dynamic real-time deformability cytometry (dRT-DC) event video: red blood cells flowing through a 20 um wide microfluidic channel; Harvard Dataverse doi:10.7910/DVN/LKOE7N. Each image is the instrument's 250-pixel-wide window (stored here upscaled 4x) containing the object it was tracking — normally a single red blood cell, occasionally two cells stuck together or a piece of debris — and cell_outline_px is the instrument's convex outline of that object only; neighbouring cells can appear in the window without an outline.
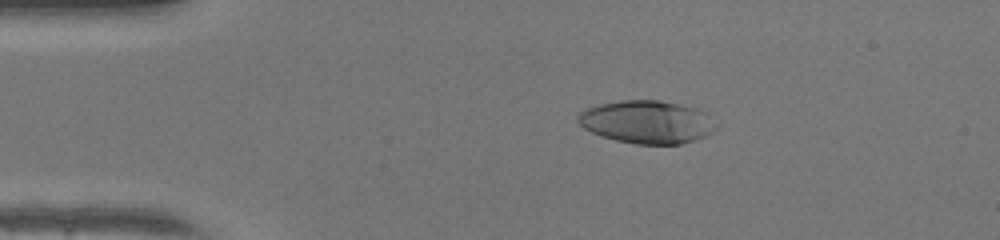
{"species": "human", "species_latin": "Homo sapiens", "temperature_condition": "warm", "stored_images_in_passage": 45, "camera_frame_rate_fps": 3000, "um_per_image_px": 0.085, "donor": {"sex": "female"}, "frame": {"image": 1, "passage_image": 5, "time_ms": 1.333, "image_size_px": [1000, 240], "cell_outline_px": [[720, 128], [696, 140], [680, 144], [636, 144], [616, 140], [592, 132], [584, 128], [576, 120], [576, 116], [580, 112], [588, 108], [600, 104], [620, 100], [660, 100], [700, 108], [720, 124]], "centroid_in_image_um": [55.07, 10.36], "position_along_channel_um": 29.9, "area_um2": 34.91}}
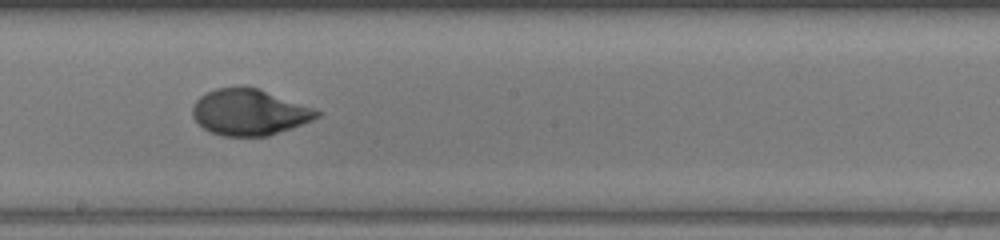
{"frame": {"image": 2, "passage_image": 23, "time_ms": 7.333, "image_size_px": [1000, 240], "cell_outline_px": [[324, 112], [320, 116], [312, 120], [292, 128], [268, 136], [224, 136], [212, 132], [204, 128], [192, 116], [192, 108], [196, 100], [200, 96], [216, 88], [260, 88]], "centroid_in_image_um": [21.22, 9.55], "position_along_channel_um": 227.0, "area_um2": 33.18}}
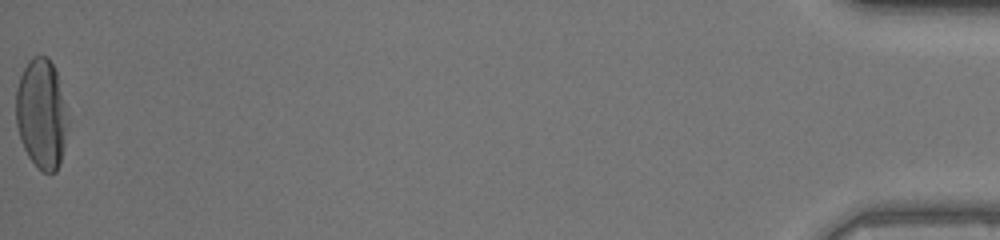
{"frame": {"image": 3, "passage_image": 45, "time_ms": 14.667, "image_size_px": [1000, 240], "cell_outline_px": [[68, 124], [60, 164], [56, 172], [44, 172], [28, 156], [20, 140], [16, 124], [16, 88], [20, 76], [28, 60], [32, 56], [48, 56], [56, 72], [68, 120]], "centroid_in_image_um": [3.51, 9.67], "position_along_channel_um": 431.7, "area_um2": 32.95}, "authors_computed_cell_mechanics": {"area_um2": 33.5818, "velocity_mm_per_s": 4.2431, "shape_relaxation_time_tau1_ms": 4.5211, "shape_relaxation_time_tau2_ms": 1.1914, "deformation_change_tau1": 0.2572, "deformation_change_tau2": 0.0391}}